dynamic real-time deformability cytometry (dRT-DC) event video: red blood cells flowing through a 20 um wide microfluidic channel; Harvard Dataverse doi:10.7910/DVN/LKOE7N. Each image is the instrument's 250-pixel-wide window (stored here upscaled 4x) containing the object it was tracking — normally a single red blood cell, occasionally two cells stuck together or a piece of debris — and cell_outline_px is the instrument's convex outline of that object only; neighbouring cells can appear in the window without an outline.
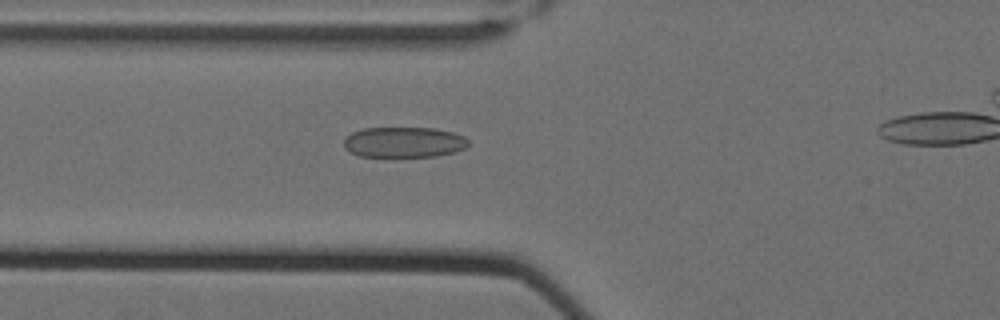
{"species": "Egyptian fruit bat (a non-hibernating species)", "species_latin": "Rousettus aegyptiacus", "temperature_condition": "cold", "stored_images_in_passage": 48, "camera_frame_rate_fps": 3000, "um_per_image_px": 0.085, "animal": {"sex": "female"}, "frame": {"image": 1, "passage_image": 18, "time_ms": 5.667, "image_size_px": [1000, 320], "cell_outline_px": [[468, 144], [464, 148], [456, 152], [436, 156], [360, 156], [344, 148], [344, 140], [352, 132], [364, 128], [432, 128], [452, 132], [464, 136], [468, 140]], "centroid_in_image_um": [34.34, 12.08], "position_along_channel_um": 91.5, "area_um2": 21.96}}
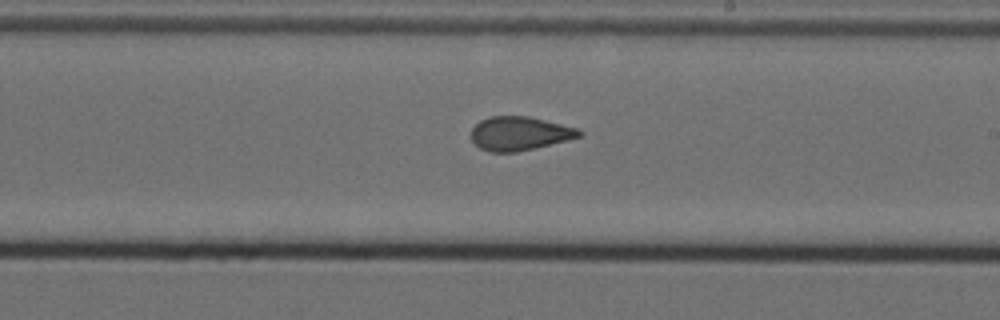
{"frame": {"image": 2, "passage_image": 31, "time_ms": 10.0, "image_size_px": [1000, 320], "cell_outline_px": [[584, 132], [580, 136], [516, 152], [488, 152], [480, 148], [472, 140], [472, 128], [480, 120], [492, 116], [528, 116], [580, 128]], "centroid_in_image_um": [44.15, 11.33], "position_along_channel_um": 244.8, "area_um2": 21.04}}
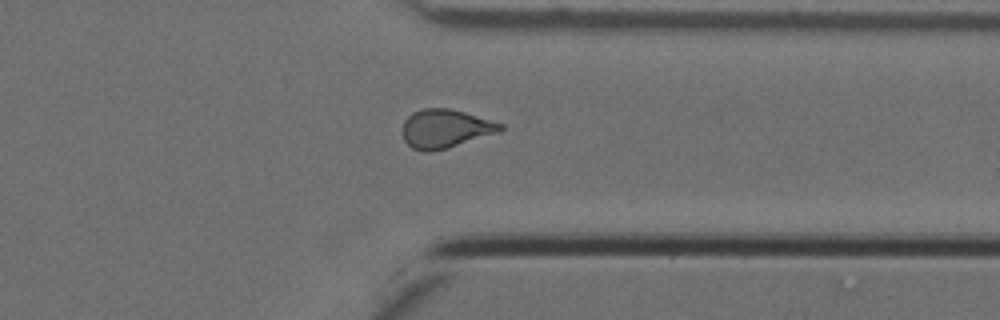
{"frame": {"image": 3, "passage_image": 42, "time_ms": 13.667, "image_size_px": [1000, 320], "cell_outline_px": [[504, 128], [500, 132], [448, 148], [432, 152], [424, 152], [412, 148], [404, 140], [404, 120], [412, 112], [424, 108], [452, 108], [504, 124]], "centroid_in_image_um": [37.88, 10.94], "position_along_channel_um": 373.5, "area_um2": 22.14}}